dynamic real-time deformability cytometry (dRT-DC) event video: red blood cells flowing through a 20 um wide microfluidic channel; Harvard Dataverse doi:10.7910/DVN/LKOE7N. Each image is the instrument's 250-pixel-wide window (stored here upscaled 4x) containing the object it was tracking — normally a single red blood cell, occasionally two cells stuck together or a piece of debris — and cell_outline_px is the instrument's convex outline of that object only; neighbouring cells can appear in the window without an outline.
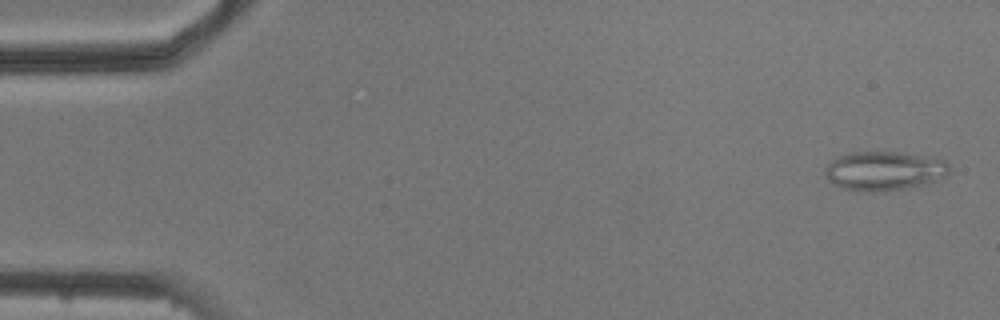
{"species": "common noctule bat (a hibernating species)", "species_latin": "Nyctalus noctula", "temperature_condition": "cold", "stored_images_in_passage": 4, "camera_frame_rate_fps": 3000, "um_per_image_px": 0.085, "animal": {"sex": "male", "body_mass_g": 20.5, "forearm_length_mm": 52.5}, "frame": {"image": 1, "passage_image": 1, "time_ms": 0.0, "image_size_px": [1000, 320], "cell_outline_px": [[948, 172], [944, 176], [936, 180], [924, 184], [904, 188], [872, 192], [864, 192], [844, 188], [832, 184], [828, 180], [824, 172], [824, 168], [836, 156], [848, 152], [900, 152], [928, 156], [944, 160], [948, 164]], "centroid_in_image_um": [75.1, 14.51], "position_along_channel_um": 9.9, "area_um2": 28.32}}